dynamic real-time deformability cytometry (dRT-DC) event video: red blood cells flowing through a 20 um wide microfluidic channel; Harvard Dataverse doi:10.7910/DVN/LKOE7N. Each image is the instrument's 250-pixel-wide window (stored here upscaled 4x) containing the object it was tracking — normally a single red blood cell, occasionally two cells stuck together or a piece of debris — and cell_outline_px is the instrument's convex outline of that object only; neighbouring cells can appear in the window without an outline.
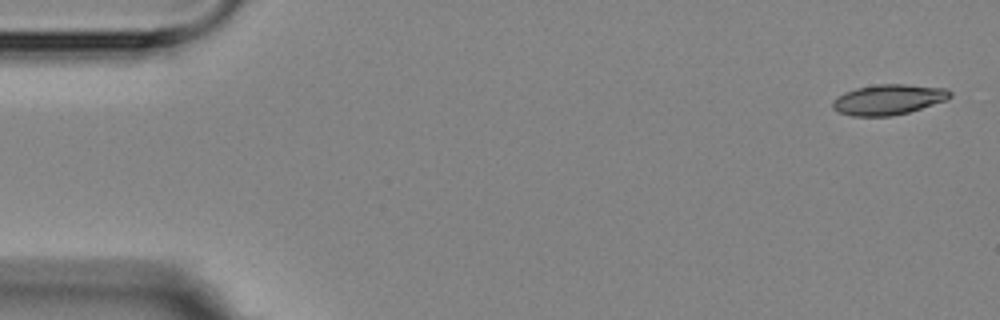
{"species": "Egyptian fruit bat (a non-hibernating species)", "species_latin": "Rousettus aegyptiacus", "temperature_condition": "room temperature", "stored_images_in_passage": 5, "camera_frame_rate_fps": 3000, "um_per_image_px": 0.085, "animal": {"sex": "female"}, "frame": {"image": 1, "passage_image": 1, "time_ms": 0.0, "image_size_px": [1000, 320], "cell_outline_px": [[952, 96], [944, 100], [908, 112], [892, 116], [852, 116], [840, 112], [832, 108], [832, 100], [836, 96], [844, 92], [856, 88], [880, 84], [904, 84], [948, 88], [952, 92]], "centroid_in_image_um": [75.49, 8.45], "position_along_channel_um": 9.5, "area_um2": 20.69}}
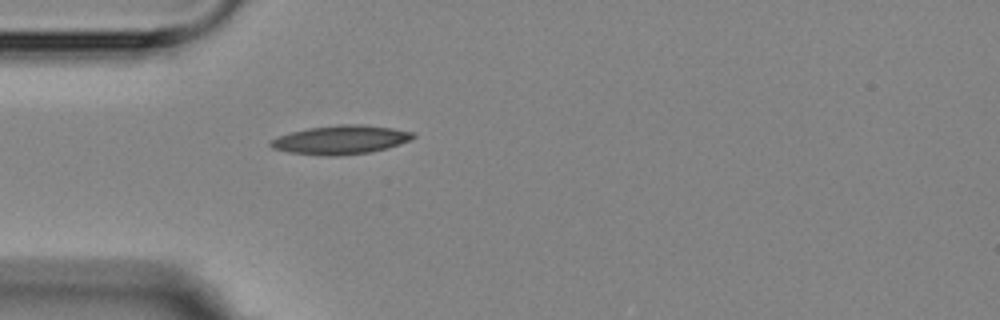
{"frame": {"image": 2, "passage_image": 5, "time_ms": 4.667, "image_size_px": [1000, 320], "cell_outline_px": [[416, 136], [412, 140], [388, 148], [372, 152], [336, 156], [328, 156], [288, 152], [272, 148], [268, 144], [272, 140], [280, 136], [292, 132], [308, 128], [340, 124], [360, 124], [392, 128], [416, 132]], "centroid_in_image_um": [29.02, 11.88], "position_along_channel_um": 56.0, "area_um2": 23.99}}